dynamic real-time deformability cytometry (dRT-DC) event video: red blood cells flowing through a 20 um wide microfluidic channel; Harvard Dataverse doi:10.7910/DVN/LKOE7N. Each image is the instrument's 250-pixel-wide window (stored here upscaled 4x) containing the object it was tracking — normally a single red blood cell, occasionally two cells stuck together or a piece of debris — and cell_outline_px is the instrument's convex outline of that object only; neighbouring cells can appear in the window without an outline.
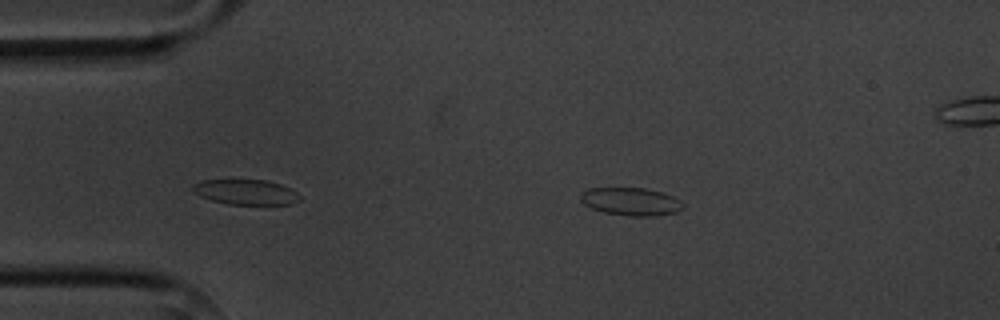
{"species": "common noctule bat (a hibernating species)", "species_latin": "Nyctalus noctula", "temperature_condition": "cold", "stored_images_in_passage": 4, "camera_frame_rate_fps": 3000, "um_per_image_px": 0.085, "animal": {"sex": "male", "body_mass_g": 20.1, "forearm_length_mm": 53.5}, "frame": {"image": 1, "passage_image": 4, "time_ms": 4.0, "image_size_px": [1000, 320], "cell_outline_px": [[684, 208], [676, 212], [652, 216], [632, 216], [604, 212], [592, 208], [584, 204], [580, 200], [580, 196], [588, 188], [644, 188], [660, 192], [672, 196], [680, 200], [684, 204]], "centroid_in_image_um": [53.64, 17.13], "position_along_channel_um": 31.4, "area_um2": 16.47}}